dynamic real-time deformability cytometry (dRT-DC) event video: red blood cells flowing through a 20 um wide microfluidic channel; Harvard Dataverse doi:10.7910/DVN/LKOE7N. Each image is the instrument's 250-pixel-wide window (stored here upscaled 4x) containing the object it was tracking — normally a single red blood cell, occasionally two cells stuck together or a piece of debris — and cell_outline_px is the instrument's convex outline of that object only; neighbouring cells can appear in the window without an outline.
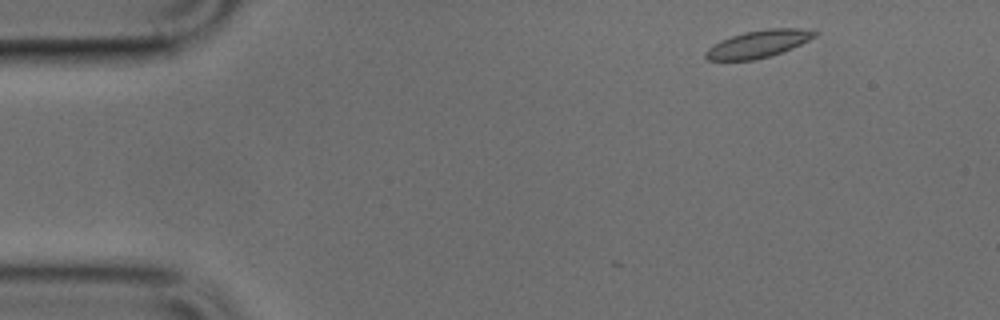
{"species": "common noctule bat (a hibernating species)", "species_latin": "Nyctalus noctula", "temperature_condition": "cold", "stored_images_in_passage": 45, "camera_frame_rate_fps": 3000, "um_per_image_px": 0.085, "animal": {"sex": "male", "body_mass_g": 17.9, "forearm_length_mm": 54.2}, "frame": {"image": 1, "passage_image": 1, "time_ms": 0.0, "image_size_px": [1000, 320], "cell_outline_px": [[820, 32], [816, 36], [792, 48], [768, 56], [752, 60], [708, 60], [704, 56], [704, 52], [712, 44], [720, 40], [744, 32], [768, 28], [800, 28]], "centroid_in_image_um": [64.43, 3.72], "position_along_channel_um": 20.6, "area_um2": 17.28}}
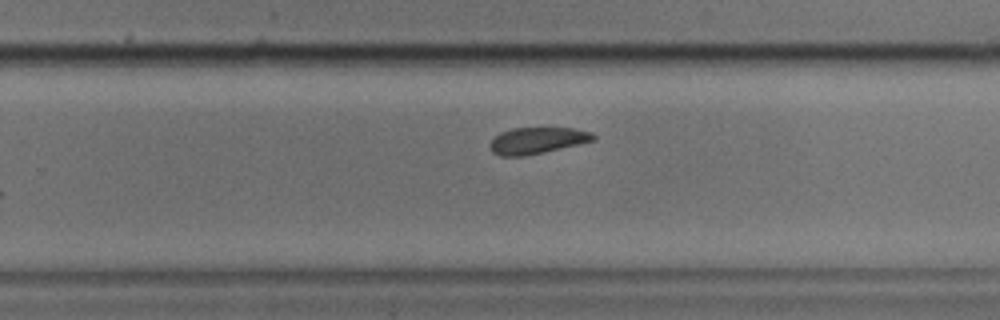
{"frame": {"image": 2, "passage_image": 27, "time_ms": 8.667, "image_size_px": [1000, 320], "cell_outline_px": [[596, 140], [580, 144], [544, 152], [524, 156], [500, 156], [492, 152], [492, 140], [500, 132], [512, 128], [572, 128], [592, 132], [596, 136]], "centroid_in_image_um": [45.71, 11.94], "position_along_channel_um": 284.1, "area_um2": 15.84}}
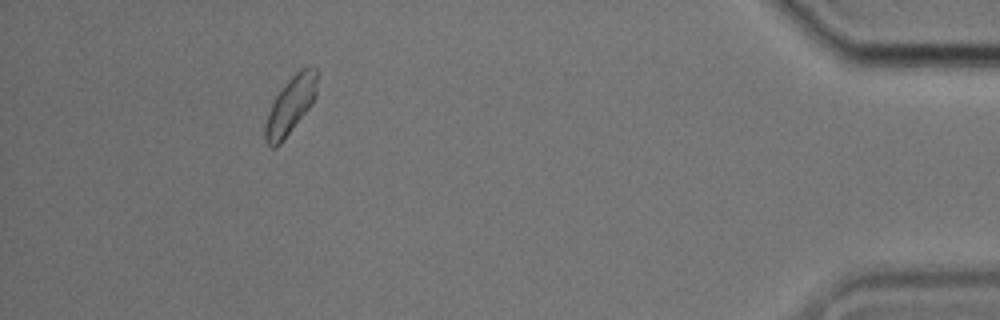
{"frame": {"image": 3, "passage_image": 41, "time_ms": 13.333, "image_size_px": [1000, 320], "cell_outline_px": [[316, 96], [312, 104], [280, 144], [276, 148], [272, 148], [264, 140], [264, 128], [268, 112], [276, 96], [284, 84], [300, 68], [316, 68]], "centroid_in_image_um": [24.66, 8.99], "position_along_channel_um": 410.5, "area_um2": 17.05}}